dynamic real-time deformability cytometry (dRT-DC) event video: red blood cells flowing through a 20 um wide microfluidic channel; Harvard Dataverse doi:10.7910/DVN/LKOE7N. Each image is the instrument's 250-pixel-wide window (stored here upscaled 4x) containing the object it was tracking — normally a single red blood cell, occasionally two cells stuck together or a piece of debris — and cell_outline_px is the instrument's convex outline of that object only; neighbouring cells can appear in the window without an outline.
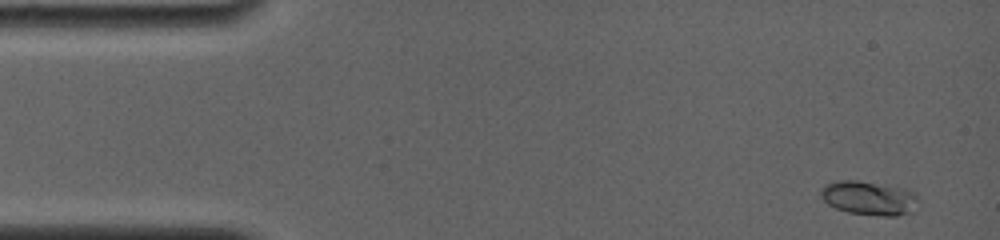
{"species": "common noctule bat (a hibernating species)", "species_latin": "Nyctalus noctula", "temperature_condition": "room temperature", "stored_images_in_passage": 45, "camera_frame_rate_fps": 4000, "um_per_image_px": 0.085, "animal": {"sex": "female", "body_mass_g": 19.0, "forearm_length_mm": 56.7}, "frame": {"image": 1, "passage_image": 2, "time_ms": 0.5, "image_size_px": [1000, 240], "cell_outline_px": [[916, 200], [912, 212], [896, 216], [880, 216], [848, 212], [836, 208], [828, 204], [820, 196], [820, 188], [824, 184], [840, 180], [856, 180], [904, 188], [912, 192], [916, 196]], "centroid_in_image_um": [73.8, 16.83], "position_along_channel_um": 11.2, "area_um2": 19.19}}
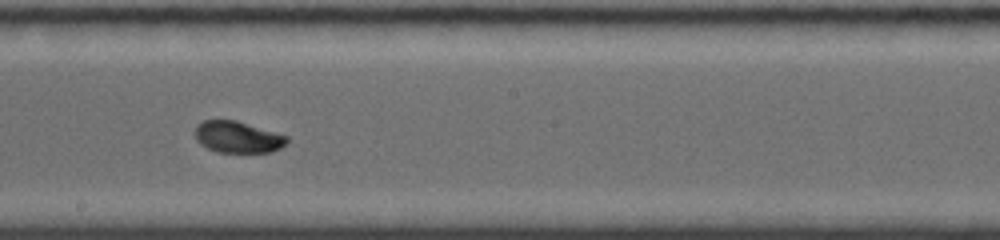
{"frame": {"image": 2, "passage_image": 27, "time_ms": 9.0, "image_size_px": [1000, 240], "cell_outline_px": [[288, 140], [280, 148], [268, 152], [216, 152], [200, 144], [196, 140], [192, 132], [196, 124], [204, 120], [236, 120], [288, 136]], "centroid_in_image_um": [20.13, 11.64], "position_along_channel_um": 228.1, "area_um2": 16.99}}
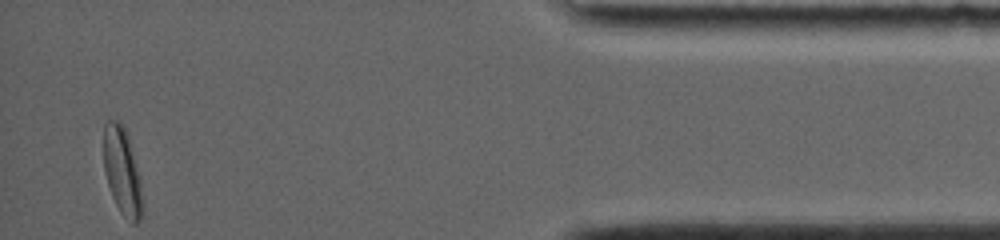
{"frame": {"image": 3, "passage_image": 45, "time_ms": 15.5, "image_size_px": [1000, 240], "cell_outline_px": [[144, 216], [136, 224], [132, 224], [120, 212], [112, 196], [104, 172], [104, 124], [108, 120], [116, 120], [124, 128], [128, 140], [136, 168], [140, 184], [144, 204]], "centroid_in_image_um": [10.39, 14.67], "position_along_channel_um": 424.8, "area_um2": 19.42}, "authors_computed_cell_mechanics": {"area_um2": 17.051, "velocity_mm_per_s": 3.8022, "shape_relaxation_time_tau1_ms": 7.0537, "shape_relaxation_time_tau2_ms": 2.9255, "deformation_change_tau1": 0.182, "deformation_change_tau2": 0.0555}}